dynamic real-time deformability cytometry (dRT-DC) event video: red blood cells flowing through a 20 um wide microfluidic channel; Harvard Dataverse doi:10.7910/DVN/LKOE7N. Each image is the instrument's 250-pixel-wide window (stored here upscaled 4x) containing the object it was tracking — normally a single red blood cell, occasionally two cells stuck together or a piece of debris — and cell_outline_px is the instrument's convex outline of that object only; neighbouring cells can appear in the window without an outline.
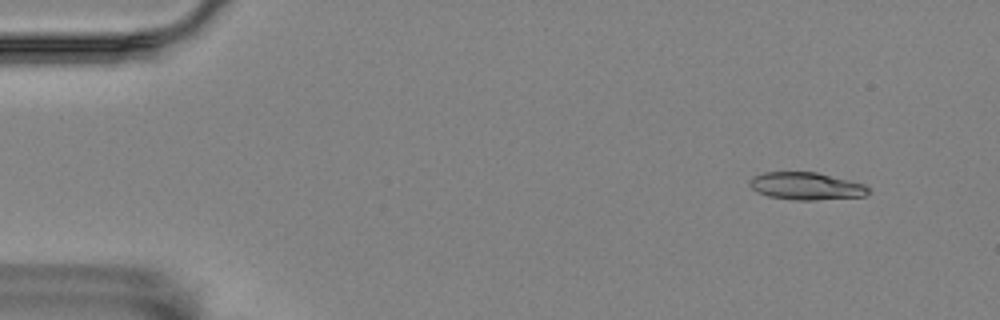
{"species": "Egyptian fruit bat (a non-hibernating species)", "species_latin": "Rousettus aegyptiacus", "temperature_condition": "room temperature", "stored_images_in_passage": 56, "camera_frame_rate_fps": 3000, "um_per_image_px": 0.085, "animal": {"sex": "female"}, "frame": {"image": 1, "passage_image": 5, "time_ms": 1.333, "image_size_px": [1000, 320], "cell_outline_px": [[868, 192], [864, 196], [816, 200], [792, 200], [768, 196], [756, 192], [748, 184], [748, 180], [752, 176], [764, 172], [816, 172], [864, 184], [868, 188]], "centroid_in_image_um": [68.45, 15.82], "position_along_channel_um": 16.5, "area_um2": 19.02}}
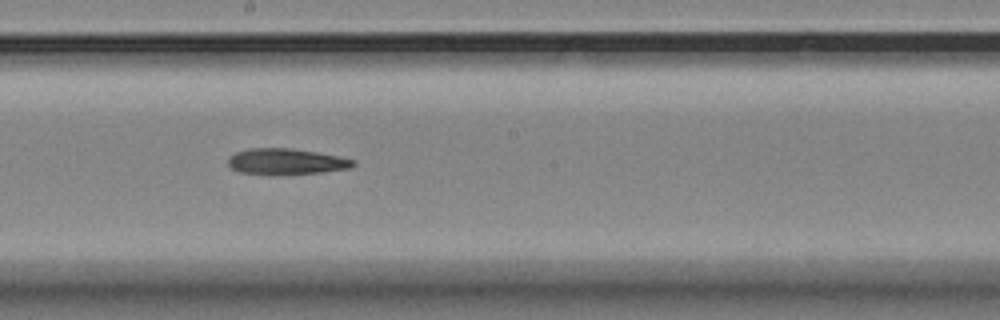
{"frame": {"image": 2, "passage_image": 31, "time_ms": 10.0, "image_size_px": [1000, 320], "cell_outline_px": [[356, 164], [352, 168], [320, 172], [272, 176], [240, 172], [232, 168], [228, 164], [228, 156], [236, 152], [248, 148], [292, 148], [340, 156], [356, 160]], "centroid_in_image_um": [24.32, 13.74], "position_along_channel_um": 223.9, "area_um2": 19.36}}
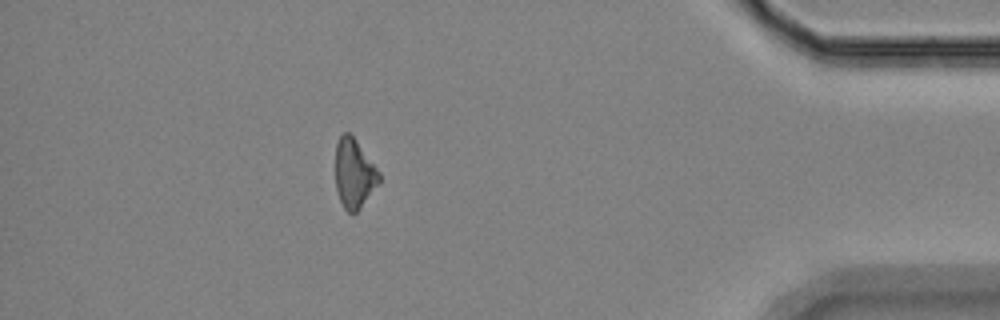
{"frame": {"image": 3, "passage_image": 50, "time_ms": 16.333, "image_size_px": [1000, 320], "cell_outline_px": [[380, 184], [360, 208], [352, 216], [344, 208], [340, 200], [336, 188], [336, 144], [340, 136], [344, 132], [348, 132], [356, 140], [380, 172]], "centroid_in_image_um": [30.12, 14.78], "position_along_channel_um": 405.1, "area_um2": 17.69}}